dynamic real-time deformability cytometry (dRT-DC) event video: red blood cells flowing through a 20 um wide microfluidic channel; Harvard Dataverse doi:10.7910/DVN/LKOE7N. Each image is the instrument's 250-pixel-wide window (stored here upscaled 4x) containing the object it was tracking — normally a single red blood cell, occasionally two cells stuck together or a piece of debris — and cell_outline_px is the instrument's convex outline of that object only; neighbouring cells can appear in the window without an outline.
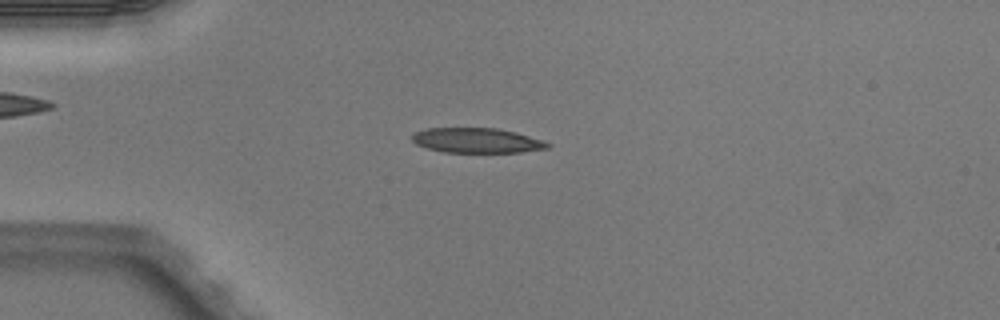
{"species": "Egyptian fruit bat (a non-hibernating species)", "species_latin": "Rousettus aegyptiacus", "temperature_condition": "warm", "stored_images_in_passage": 6, "camera_frame_rate_fps": 3000, "um_per_image_px": 0.085, "animal": {"sex": "male"}, "frame": {"image": 1, "passage_image": 4, "time_ms": 1.0, "image_size_px": [1000, 320], "cell_outline_px": [[552, 144], [548, 148], [520, 152], [444, 152], [428, 148], [416, 144], [412, 140], [412, 132], [424, 128], [496, 128], [516, 132], [544, 140]], "centroid_in_image_um": [40.52, 11.93], "position_along_channel_um": 44.5, "area_um2": 19.77}}
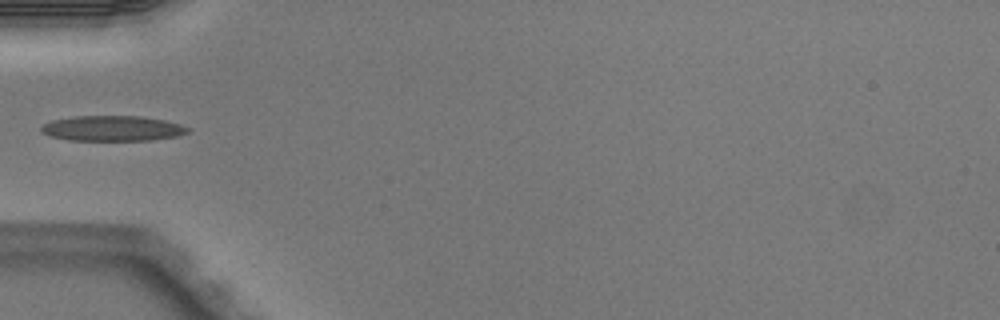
{"frame": {"image": 2, "passage_image": 5, "time_ms": 1.333, "image_size_px": [1000, 320], "cell_outline_px": [[192, 128], [188, 132], [176, 136], [152, 140], [68, 140], [48, 136], [40, 132], [40, 128], [44, 124], [52, 120], [76, 116], [140, 116], [164, 120], [180, 124]], "centroid_in_image_um": [9.54, 10.91], "position_along_channel_um": 75.5, "area_um2": 21.68}}